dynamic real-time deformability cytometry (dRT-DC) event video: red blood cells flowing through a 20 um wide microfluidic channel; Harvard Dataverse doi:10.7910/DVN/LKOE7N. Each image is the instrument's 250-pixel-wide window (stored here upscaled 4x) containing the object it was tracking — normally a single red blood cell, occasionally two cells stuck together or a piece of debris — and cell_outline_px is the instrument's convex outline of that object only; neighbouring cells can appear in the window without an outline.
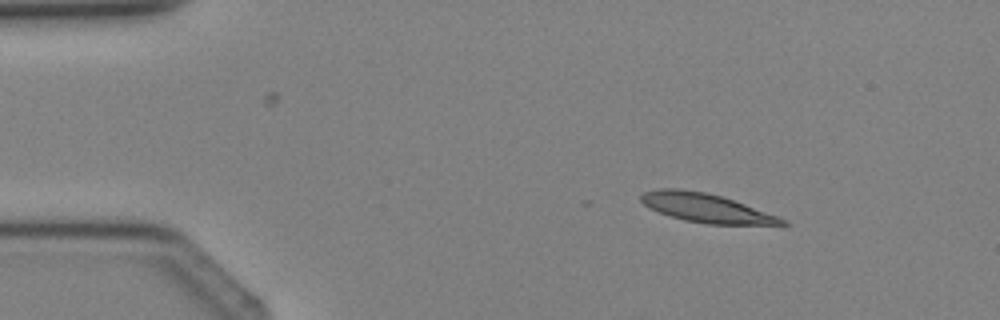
{"species": "Egyptian fruit bat (a non-hibernating species)", "species_latin": "Rousettus aegyptiacus", "temperature_condition": "cold", "stored_images_in_passage": 2, "camera_frame_rate_fps": 3000, "um_per_image_px": 0.085, "animal": {"sex": "female"}, "frame": {"image": 1, "passage_image": 1, "time_ms": 0.0, "image_size_px": [1000, 320], "cell_outline_px": [[788, 224], [708, 224], [684, 220], [660, 212], [644, 204], [640, 200], [640, 196], [644, 192], [656, 188], [680, 188], [704, 192], [720, 196], [780, 216], [788, 220]], "centroid_in_image_um": [60.02, 17.66], "position_along_channel_um": 25.0, "area_um2": 23.35}}